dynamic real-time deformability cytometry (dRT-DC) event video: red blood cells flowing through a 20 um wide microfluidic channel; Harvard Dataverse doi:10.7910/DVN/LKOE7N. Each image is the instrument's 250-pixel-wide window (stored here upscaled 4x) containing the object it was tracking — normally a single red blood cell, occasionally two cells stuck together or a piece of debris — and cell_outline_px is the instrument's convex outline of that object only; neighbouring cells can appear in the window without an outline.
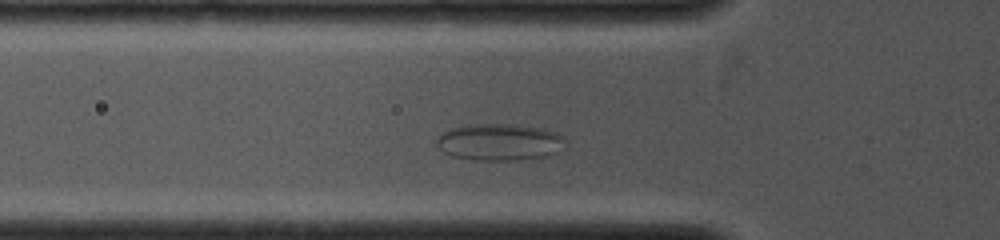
{"species": "common noctule bat (a hibernating species)", "species_latin": "Nyctalus noctula", "temperature_condition": "cold", "stored_images_in_passage": 26, "camera_frame_rate_fps": 4000, "um_per_image_px": 0.085, "animal": {"sex": "female", "body_mass_g": 19.0, "forearm_length_mm": 53.3}, "frame": {"image": 1, "passage_image": 3, "time_ms": 1.5, "image_size_px": [1000, 240], "cell_outline_px": [[564, 140], [560, 152], [552, 156], [520, 160], [472, 160], [452, 156], [444, 152], [436, 144], [436, 140], [440, 132], [452, 128], [476, 124], [516, 124], [544, 128], [556, 132], [564, 136]], "centroid_in_image_um": [42.49, 12.08], "position_along_channel_um": 83.3, "area_um2": 28.03}}
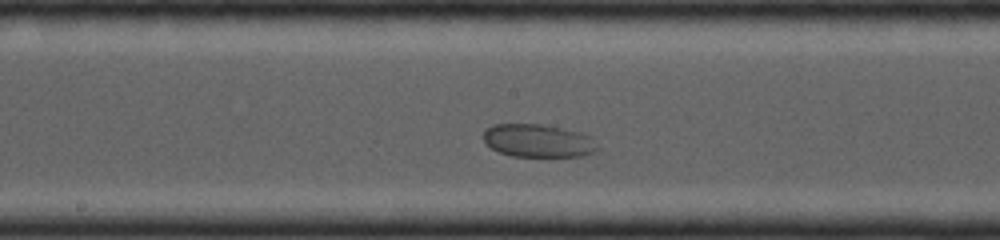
{"frame": {"image": 2, "passage_image": 11, "time_ms": 4.0, "image_size_px": [1000, 240], "cell_outline_px": [[600, 148], [596, 152], [584, 156], [512, 156], [500, 152], [492, 148], [484, 140], [484, 128], [496, 124], [540, 124], [564, 128], [580, 132], [592, 136]], "centroid_in_image_um": [45.8, 11.96], "position_along_channel_um": 202.4, "area_um2": 22.14}}
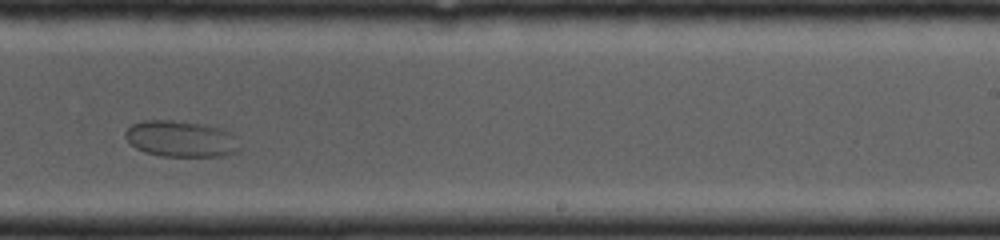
{"frame": {"image": 3, "passage_image": 16, "time_ms": 5.5, "image_size_px": [1000, 240], "cell_outline_px": [[240, 152], [224, 156], [160, 156], [144, 152], [136, 148], [124, 136], [124, 132], [132, 124], [144, 120], [172, 120], [204, 124], [220, 128], [232, 132], [236, 136], [240, 148]], "centroid_in_image_um": [15.42, 11.8], "position_along_channel_um": 273.6, "area_um2": 24.45}}